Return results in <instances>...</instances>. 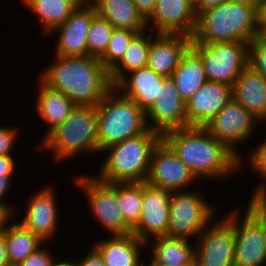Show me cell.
Here are the masks:
<instances>
[{"label": "cell", "mask_w": 266, "mask_h": 266, "mask_svg": "<svg viewBox=\"0 0 266 266\" xmlns=\"http://www.w3.org/2000/svg\"><path fill=\"white\" fill-rule=\"evenodd\" d=\"M162 140L186 163L197 181L226 179L240 168V158L204 127L170 130L162 135Z\"/></svg>", "instance_id": "1"}, {"label": "cell", "mask_w": 266, "mask_h": 266, "mask_svg": "<svg viewBox=\"0 0 266 266\" xmlns=\"http://www.w3.org/2000/svg\"><path fill=\"white\" fill-rule=\"evenodd\" d=\"M39 76L50 87L61 91L75 105L97 106L114 87L109 71L99 58L55 55Z\"/></svg>", "instance_id": "2"}, {"label": "cell", "mask_w": 266, "mask_h": 266, "mask_svg": "<svg viewBox=\"0 0 266 266\" xmlns=\"http://www.w3.org/2000/svg\"><path fill=\"white\" fill-rule=\"evenodd\" d=\"M258 15L253 0H226L196 17L192 43H249L258 34Z\"/></svg>", "instance_id": "3"}, {"label": "cell", "mask_w": 266, "mask_h": 266, "mask_svg": "<svg viewBox=\"0 0 266 266\" xmlns=\"http://www.w3.org/2000/svg\"><path fill=\"white\" fill-rule=\"evenodd\" d=\"M162 135L148 128L144 133L125 139L103 150L107 157L96 177L105 183L146 181L154 148Z\"/></svg>", "instance_id": "4"}, {"label": "cell", "mask_w": 266, "mask_h": 266, "mask_svg": "<svg viewBox=\"0 0 266 266\" xmlns=\"http://www.w3.org/2000/svg\"><path fill=\"white\" fill-rule=\"evenodd\" d=\"M97 127V106L75 105L63 123L43 136L38 151L53 153L56 163L80 153H99Z\"/></svg>", "instance_id": "5"}, {"label": "cell", "mask_w": 266, "mask_h": 266, "mask_svg": "<svg viewBox=\"0 0 266 266\" xmlns=\"http://www.w3.org/2000/svg\"><path fill=\"white\" fill-rule=\"evenodd\" d=\"M98 149H104L144 133L145 112L133 100L122 96L114 87L97 105Z\"/></svg>", "instance_id": "6"}, {"label": "cell", "mask_w": 266, "mask_h": 266, "mask_svg": "<svg viewBox=\"0 0 266 266\" xmlns=\"http://www.w3.org/2000/svg\"><path fill=\"white\" fill-rule=\"evenodd\" d=\"M247 207L241 220L238 209L223 217L234 228L233 266H263L266 263V247L262 234V198H251Z\"/></svg>", "instance_id": "7"}, {"label": "cell", "mask_w": 266, "mask_h": 266, "mask_svg": "<svg viewBox=\"0 0 266 266\" xmlns=\"http://www.w3.org/2000/svg\"><path fill=\"white\" fill-rule=\"evenodd\" d=\"M174 191L171 192L169 205V223L166 235L172 238L197 237L213 222L217 213L200 192ZM216 213H215V212Z\"/></svg>", "instance_id": "8"}, {"label": "cell", "mask_w": 266, "mask_h": 266, "mask_svg": "<svg viewBox=\"0 0 266 266\" xmlns=\"http://www.w3.org/2000/svg\"><path fill=\"white\" fill-rule=\"evenodd\" d=\"M191 47L200 55L210 82L233 86L237 77L248 66L249 43H192Z\"/></svg>", "instance_id": "9"}, {"label": "cell", "mask_w": 266, "mask_h": 266, "mask_svg": "<svg viewBox=\"0 0 266 266\" xmlns=\"http://www.w3.org/2000/svg\"><path fill=\"white\" fill-rule=\"evenodd\" d=\"M76 184L89 202L91 214L110 236L129 235L133 229L125 222L117 200V183H105L96 175H79ZM110 231V232H109Z\"/></svg>", "instance_id": "10"}, {"label": "cell", "mask_w": 266, "mask_h": 266, "mask_svg": "<svg viewBox=\"0 0 266 266\" xmlns=\"http://www.w3.org/2000/svg\"><path fill=\"white\" fill-rule=\"evenodd\" d=\"M259 120L233 98L204 128L219 142L225 144L240 158L243 166V155L239 153L237 144L248 141ZM242 155V156H241Z\"/></svg>", "instance_id": "11"}, {"label": "cell", "mask_w": 266, "mask_h": 266, "mask_svg": "<svg viewBox=\"0 0 266 266\" xmlns=\"http://www.w3.org/2000/svg\"><path fill=\"white\" fill-rule=\"evenodd\" d=\"M210 223L196 237L194 266H233L234 228L222 217Z\"/></svg>", "instance_id": "12"}, {"label": "cell", "mask_w": 266, "mask_h": 266, "mask_svg": "<svg viewBox=\"0 0 266 266\" xmlns=\"http://www.w3.org/2000/svg\"><path fill=\"white\" fill-rule=\"evenodd\" d=\"M196 176L174 151L161 140L154 148L146 183L171 192L185 191ZM185 188V189H184Z\"/></svg>", "instance_id": "13"}, {"label": "cell", "mask_w": 266, "mask_h": 266, "mask_svg": "<svg viewBox=\"0 0 266 266\" xmlns=\"http://www.w3.org/2000/svg\"><path fill=\"white\" fill-rule=\"evenodd\" d=\"M145 116L148 128L161 135L170 130L189 127L185 101L178 94L171 77L163 79L158 97Z\"/></svg>", "instance_id": "14"}, {"label": "cell", "mask_w": 266, "mask_h": 266, "mask_svg": "<svg viewBox=\"0 0 266 266\" xmlns=\"http://www.w3.org/2000/svg\"><path fill=\"white\" fill-rule=\"evenodd\" d=\"M171 191L157 188L143 181L141 217L132 233L147 242L158 236H165L169 223Z\"/></svg>", "instance_id": "15"}, {"label": "cell", "mask_w": 266, "mask_h": 266, "mask_svg": "<svg viewBox=\"0 0 266 266\" xmlns=\"http://www.w3.org/2000/svg\"><path fill=\"white\" fill-rule=\"evenodd\" d=\"M146 21L148 30L155 33L191 37L196 26L194 0H156L154 10Z\"/></svg>", "instance_id": "16"}, {"label": "cell", "mask_w": 266, "mask_h": 266, "mask_svg": "<svg viewBox=\"0 0 266 266\" xmlns=\"http://www.w3.org/2000/svg\"><path fill=\"white\" fill-rule=\"evenodd\" d=\"M55 192L51 187H43L30 196L26 203L24 218L20 222L33 234L38 235L44 242L56 236L58 227V206ZM58 225V226H57Z\"/></svg>", "instance_id": "17"}, {"label": "cell", "mask_w": 266, "mask_h": 266, "mask_svg": "<svg viewBox=\"0 0 266 266\" xmlns=\"http://www.w3.org/2000/svg\"><path fill=\"white\" fill-rule=\"evenodd\" d=\"M96 14V9L92 4L82 3L60 27L56 28L53 32L59 35L55 55H88L87 34L92 18Z\"/></svg>", "instance_id": "18"}, {"label": "cell", "mask_w": 266, "mask_h": 266, "mask_svg": "<svg viewBox=\"0 0 266 266\" xmlns=\"http://www.w3.org/2000/svg\"><path fill=\"white\" fill-rule=\"evenodd\" d=\"M232 98V86L207 81L185 102L189 126L204 127Z\"/></svg>", "instance_id": "19"}, {"label": "cell", "mask_w": 266, "mask_h": 266, "mask_svg": "<svg viewBox=\"0 0 266 266\" xmlns=\"http://www.w3.org/2000/svg\"><path fill=\"white\" fill-rule=\"evenodd\" d=\"M155 34L156 36L151 31L147 67L163 77H171L183 55L191 47V37L184 34Z\"/></svg>", "instance_id": "20"}, {"label": "cell", "mask_w": 266, "mask_h": 266, "mask_svg": "<svg viewBox=\"0 0 266 266\" xmlns=\"http://www.w3.org/2000/svg\"><path fill=\"white\" fill-rule=\"evenodd\" d=\"M164 78L151 68L144 67L126 73L114 88L122 96L136 102L146 112L158 97L159 86Z\"/></svg>", "instance_id": "21"}, {"label": "cell", "mask_w": 266, "mask_h": 266, "mask_svg": "<svg viewBox=\"0 0 266 266\" xmlns=\"http://www.w3.org/2000/svg\"><path fill=\"white\" fill-rule=\"evenodd\" d=\"M232 94L262 124L266 118V79L248 65L233 83Z\"/></svg>", "instance_id": "22"}, {"label": "cell", "mask_w": 266, "mask_h": 266, "mask_svg": "<svg viewBox=\"0 0 266 266\" xmlns=\"http://www.w3.org/2000/svg\"><path fill=\"white\" fill-rule=\"evenodd\" d=\"M146 242L133 233L129 235H113L94 243V248L102 256L105 266H143L142 248Z\"/></svg>", "instance_id": "23"}, {"label": "cell", "mask_w": 266, "mask_h": 266, "mask_svg": "<svg viewBox=\"0 0 266 266\" xmlns=\"http://www.w3.org/2000/svg\"><path fill=\"white\" fill-rule=\"evenodd\" d=\"M92 5L96 13L116 29H129L138 33L148 31L147 21L133 0H96Z\"/></svg>", "instance_id": "24"}, {"label": "cell", "mask_w": 266, "mask_h": 266, "mask_svg": "<svg viewBox=\"0 0 266 266\" xmlns=\"http://www.w3.org/2000/svg\"><path fill=\"white\" fill-rule=\"evenodd\" d=\"M38 85V97L35 111L38 113V116H40L39 119H41V121L43 120L46 125H48V132H45L46 136L50 131L67 119L70 112L75 107V104L61 91L50 87L41 79H39Z\"/></svg>", "instance_id": "25"}, {"label": "cell", "mask_w": 266, "mask_h": 266, "mask_svg": "<svg viewBox=\"0 0 266 266\" xmlns=\"http://www.w3.org/2000/svg\"><path fill=\"white\" fill-rule=\"evenodd\" d=\"M146 242L152 248V260L164 266H194L195 246L190 239L158 236Z\"/></svg>", "instance_id": "26"}, {"label": "cell", "mask_w": 266, "mask_h": 266, "mask_svg": "<svg viewBox=\"0 0 266 266\" xmlns=\"http://www.w3.org/2000/svg\"><path fill=\"white\" fill-rule=\"evenodd\" d=\"M180 97L186 102L206 83L204 63L200 55L190 47L171 75Z\"/></svg>", "instance_id": "27"}, {"label": "cell", "mask_w": 266, "mask_h": 266, "mask_svg": "<svg viewBox=\"0 0 266 266\" xmlns=\"http://www.w3.org/2000/svg\"><path fill=\"white\" fill-rule=\"evenodd\" d=\"M39 18L43 33L52 34L82 4L80 0H21Z\"/></svg>", "instance_id": "28"}, {"label": "cell", "mask_w": 266, "mask_h": 266, "mask_svg": "<svg viewBox=\"0 0 266 266\" xmlns=\"http://www.w3.org/2000/svg\"><path fill=\"white\" fill-rule=\"evenodd\" d=\"M11 216L4 225V237L9 263L20 264L27 256L42 247L44 242L17 221L10 223ZM9 225H8V224Z\"/></svg>", "instance_id": "29"}, {"label": "cell", "mask_w": 266, "mask_h": 266, "mask_svg": "<svg viewBox=\"0 0 266 266\" xmlns=\"http://www.w3.org/2000/svg\"><path fill=\"white\" fill-rule=\"evenodd\" d=\"M150 33H138L129 43L123 58L120 62L109 72V77L114 86L126 73L147 67L148 54L151 43Z\"/></svg>", "instance_id": "30"}, {"label": "cell", "mask_w": 266, "mask_h": 266, "mask_svg": "<svg viewBox=\"0 0 266 266\" xmlns=\"http://www.w3.org/2000/svg\"><path fill=\"white\" fill-rule=\"evenodd\" d=\"M117 200L125 222L134 229L141 217L143 182H117Z\"/></svg>", "instance_id": "31"}, {"label": "cell", "mask_w": 266, "mask_h": 266, "mask_svg": "<svg viewBox=\"0 0 266 266\" xmlns=\"http://www.w3.org/2000/svg\"><path fill=\"white\" fill-rule=\"evenodd\" d=\"M114 29L108 20L96 14L87 34L88 55L100 58L108 47Z\"/></svg>", "instance_id": "32"}, {"label": "cell", "mask_w": 266, "mask_h": 266, "mask_svg": "<svg viewBox=\"0 0 266 266\" xmlns=\"http://www.w3.org/2000/svg\"><path fill=\"white\" fill-rule=\"evenodd\" d=\"M138 34L129 29H114L105 53L99 58L110 72L123 58L131 40Z\"/></svg>", "instance_id": "33"}, {"label": "cell", "mask_w": 266, "mask_h": 266, "mask_svg": "<svg viewBox=\"0 0 266 266\" xmlns=\"http://www.w3.org/2000/svg\"><path fill=\"white\" fill-rule=\"evenodd\" d=\"M249 158V165L252 167L253 171L260 175L261 179H264V183L257 184L251 198H266V140L258 145L256 148H253L251 153L247 156Z\"/></svg>", "instance_id": "34"}, {"label": "cell", "mask_w": 266, "mask_h": 266, "mask_svg": "<svg viewBox=\"0 0 266 266\" xmlns=\"http://www.w3.org/2000/svg\"><path fill=\"white\" fill-rule=\"evenodd\" d=\"M248 65L266 79V43L257 36L249 42Z\"/></svg>", "instance_id": "35"}, {"label": "cell", "mask_w": 266, "mask_h": 266, "mask_svg": "<svg viewBox=\"0 0 266 266\" xmlns=\"http://www.w3.org/2000/svg\"><path fill=\"white\" fill-rule=\"evenodd\" d=\"M44 247H40L34 253L27 256L21 263L20 266H54L55 258L51 255V252Z\"/></svg>", "instance_id": "36"}, {"label": "cell", "mask_w": 266, "mask_h": 266, "mask_svg": "<svg viewBox=\"0 0 266 266\" xmlns=\"http://www.w3.org/2000/svg\"><path fill=\"white\" fill-rule=\"evenodd\" d=\"M15 127H0V155H12L10 152L17 141Z\"/></svg>", "instance_id": "37"}, {"label": "cell", "mask_w": 266, "mask_h": 266, "mask_svg": "<svg viewBox=\"0 0 266 266\" xmlns=\"http://www.w3.org/2000/svg\"><path fill=\"white\" fill-rule=\"evenodd\" d=\"M13 175H1L0 176V205L4 207L12 216L16 215L13 210H16L12 207L11 203L7 204L3 200L6 197V194L9 193L11 180ZM5 196V197H4Z\"/></svg>", "instance_id": "38"}, {"label": "cell", "mask_w": 266, "mask_h": 266, "mask_svg": "<svg viewBox=\"0 0 266 266\" xmlns=\"http://www.w3.org/2000/svg\"><path fill=\"white\" fill-rule=\"evenodd\" d=\"M92 250L88 252V254L77 261L75 260L77 266H105L102 256L99 254V252L92 246Z\"/></svg>", "instance_id": "39"}, {"label": "cell", "mask_w": 266, "mask_h": 266, "mask_svg": "<svg viewBox=\"0 0 266 266\" xmlns=\"http://www.w3.org/2000/svg\"><path fill=\"white\" fill-rule=\"evenodd\" d=\"M16 163L12 155H0V176L13 175L16 172Z\"/></svg>", "instance_id": "40"}, {"label": "cell", "mask_w": 266, "mask_h": 266, "mask_svg": "<svg viewBox=\"0 0 266 266\" xmlns=\"http://www.w3.org/2000/svg\"><path fill=\"white\" fill-rule=\"evenodd\" d=\"M224 1L226 0H194V9L196 17L206 10L217 7L220 3Z\"/></svg>", "instance_id": "41"}, {"label": "cell", "mask_w": 266, "mask_h": 266, "mask_svg": "<svg viewBox=\"0 0 266 266\" xmlns=\"http://www.w3.org/2000/svg\"><path fill=\"white\" fill-rule=\"evenodd\" d=\"M142 16L147 19L153 12L156 0H133Z\"/></svg>", "instance_id": "42"}, {"label": "cell", "mask_w": 266, "mask_h": 266, "mask_svg": "<svg viewBox=\"0 0 266 266\" xmlns=\"http://www.w3.org/2000/svg\"><path fill=\"white\" fill-rule=\"evenodd\" d=\"M8 263L9 259L7 254V247L5 243L4 227H3V230L0 231V266H5Z\"/></svg>", "instance_id": "43"}, {"label": "cell", "mask_w": 266, "mask_h": 266, "mask_svg": "<svg viewBox=\"0 0 266 266\" xmlns=\"http://www.w3.org/2000/svg\"><path fill=\"white\" fill-rule=\"evenodd\" d=\"M262 234L264 245L266 247V198H262Z\"/></svg>", "instance_id": "44"}, {"label": "cell", "mask_w": 266, "mask_h": 266, "mask_svg": "<svg viewBox=\"0 0 266 266\" xmlns=\"http://www.w3.org/2000/svg\"><path fill=\"white\" fill-rule=\"evenodd\" d=\"M257 37L266 43V20H258V34Z\"/></svg>", "instance_id": "45"}, {"label": "cell", "mask_w": 266, "mask_h": 266, "mask_svg": "<svg viewBox=\"0 0 266 266\" xmlns=\"http://www.w3.org/2000/svg\"><path fill=\"white\" fill-rule=\"evenodd\" d=\"M12 215L0 205V231L3 230V227L6 223V221L11 217Z\"/></svg>", "instance_id": "46"}, {"label": "cell", "mask_w": 266, "mask_h": 266, "mask_svg": "<svg viewBox=\"0 0 266 266\" xmlns=\"http://www.w3.org/2000/svg\"><path fill=\"white\" fill-rule=\"evenodd\" d=\"M258 20H266V0L258 5Z\"/></svg>", "instance_id": "47"}, {"label": "cell", "mask_w": 266, "mask_h": 266, "mask_svg": "<svg viewBox=\"0 0 266 266\" xmlns=\"http://www.w3.org/2000/svg\"><path fill=\"white\" fill-rule=\"evenodd\" d=\"M54 266H77L75 260H65V261H57L55 262Z\"/></svg>", "instance_id": "48"}, {"label": "cell", "mask_w": 266, "mask_h": 266, "mask_svg": "<svg viewBox=\"0 0 266 266\" xmlns=\"http://www.w3.org/2000/svg\"><path fill=\"white\" fill-rule=\"evenodd\" d=\"M144 266H164V265L158 264L152 260L151 263H149L148 265H144Z\"/></svg>", "instance_id": "49"}, {"label": "cell", "mask_w": 266, "mask_h": 266, "mask_svg": "<svg viewBox=\"0 0 266 266\" xmlns=\"http://www.w3.org/2000/svg\"><path fill=\"white\" fill-rule=\"evenodd\" d=\"M96 0H83V4H93Z\"/></svg>", "instance_id": "50"}, {"label": "cell", "mask_w": 266, "mask_h": 266, "mask_svg": "<svg viewBox=\"0 0 266 266\" xmlns=\"http://www.w3.org/2000/svg\"><path fill=\"white\" fill-rule=\"evenodd\" d=\"M5 266H20V264H15V263H8Z\"/></svg>", "instance_id": "51"}, {"label": "cell", "mask_w": 266, "mask_h": 266, "mask_svg": "<svg viewBox=\"0 0 266 266\" xmlns=\"http://www.w3.org/2000/svg\"><path fill=\"white\" fill-rule=\"evenodd\" d=\"M257 5H259L260 3H262L264 0H253Z\"/></svg>", "instance_id": "52"}]
</instances>
